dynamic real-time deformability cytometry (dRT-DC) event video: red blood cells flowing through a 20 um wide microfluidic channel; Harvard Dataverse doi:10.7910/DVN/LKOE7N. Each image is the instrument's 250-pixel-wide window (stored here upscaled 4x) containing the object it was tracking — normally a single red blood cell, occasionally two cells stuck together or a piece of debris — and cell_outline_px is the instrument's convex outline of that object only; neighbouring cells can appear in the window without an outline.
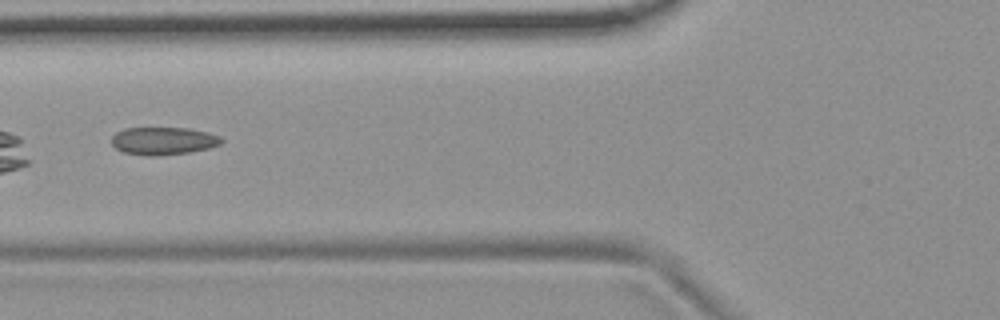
{"species": "common noctule bat (a hibernating species)", "species_latin": "Nyctalus noctula", "temperature_condition": "room temperature", "stored_images_in_passage": 8, "camera_frame_rate_fps": 3000, "um_per_image_px": 0.085, "animal": {"sex": "female", "body_mass_g": 19.9}, "frame": {"image": 1, "passage_image": 5, "time_ms": 6.0, "image_size_px": [1000, 320], "cell_outline_px": [[224, 140], [220, 144], [208, 148], [188, 152], [156, 156], [152, 156], [124, 152], [116, 148], [112, 144], [112, 136], [116, 132], [124, 128], [188, 128], [208, 132], [220, 136]], "centroid_in_image_um": [13.89, 11.96], "position_along_channel_um": 111.9, "area_um2": 17.63}}
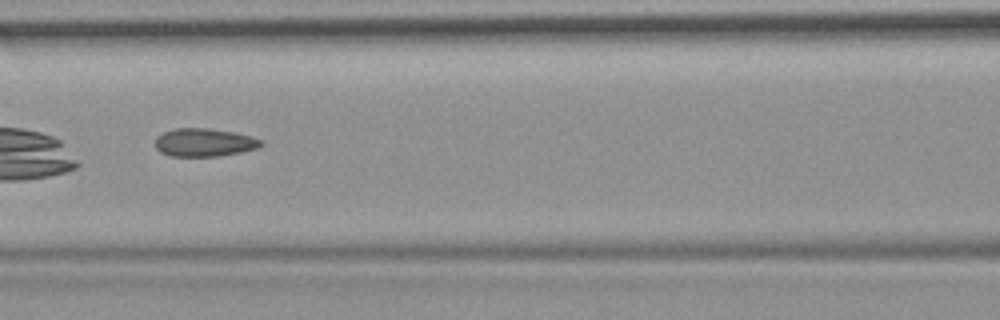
{"frame": {"image": 2, "passage_image": 6, "time_ms": 7.0, "image_size_px": [1000, 320], "cell_outline_px": [[264, 144], [256, 148], [240, 152], [220, 156], [168, 156], [160, 152], [156, 148], [156, 136], [164, 132], [176, 128], [208, 128], [236, 132], [252, 136], [264, 140]], "centroid_in_image_um": [17.38, 12.1], "position_along_channel_um": 149.2, "area_um2": 17.51}}